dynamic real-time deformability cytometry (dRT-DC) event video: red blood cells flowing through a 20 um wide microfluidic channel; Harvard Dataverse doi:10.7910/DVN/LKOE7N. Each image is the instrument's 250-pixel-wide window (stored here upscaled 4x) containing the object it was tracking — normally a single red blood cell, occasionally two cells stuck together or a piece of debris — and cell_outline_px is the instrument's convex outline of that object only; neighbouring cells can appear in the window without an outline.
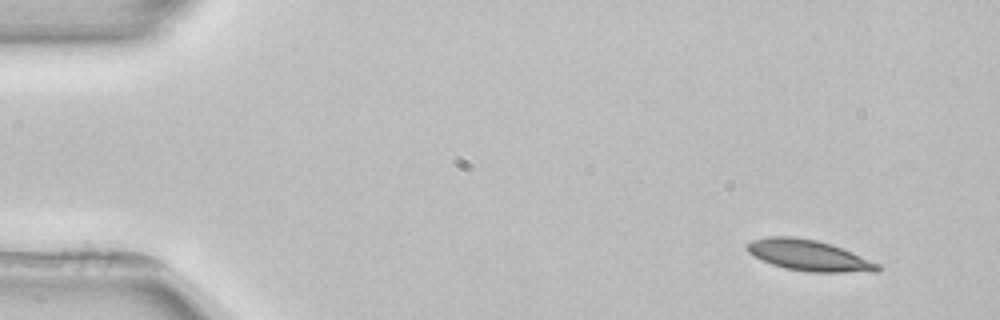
{"species": "common noctule bat (a hibernating species)", "species_latin": "Nyctalus noctula", "temperature_condition": "room temperature", "stored_images_in_passage": 4, "camera_frame_rate_fps": 3000, "um_per_image_px": 0.085, "animal": {"sex": "female", "body_mass_g": 22.7, "forearm_length_mm": 54.2}, "frame": {"image": 1, "passage_image": 1, "time_ms": 0.0, "image_size_px": [1000, 320], "cell_outline_px": [[880, 272], [808, 272], [784, 268], [760, 260], [752, 256], [744, 248], [744, 244], [752, 240], [768, 236], [792, 236], [816, 240], [832, 244], [852, 252], [880, 264]], "centroid_in_image_um": [68.71, 21.71], "position_along_channel_um": 16.3, "area_um2": 23.87}}